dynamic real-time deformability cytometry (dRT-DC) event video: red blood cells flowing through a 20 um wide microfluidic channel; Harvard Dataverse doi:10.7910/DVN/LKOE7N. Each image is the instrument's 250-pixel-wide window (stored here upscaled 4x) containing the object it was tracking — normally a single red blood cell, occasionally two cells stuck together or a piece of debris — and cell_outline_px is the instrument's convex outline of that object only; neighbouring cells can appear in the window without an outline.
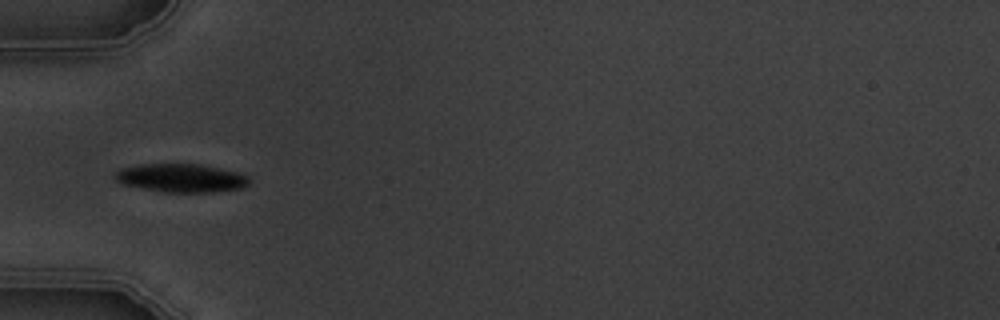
{"species": "common noctule bat (a hibernating species)", "species_latin": "Nyctalus noctula", "temperature_condition": "warm", "stored_images_in_passage": 7, "camera_frame_rate_fps": 3000, "um_per_image_px": 0.085, "animal": {"sex": "male", "body_mass_g": 19.5, "forearm_length_mm": 54.6}, "frame": {"image": 1, "passage_image": 4, "time_ms": 3.667, "image_size_px": [1000, 320], "cell_outline_px": [[248, 184], [244, 188], [212, 192], [164, 192], [124, 184], [116, 180], [116, 172], [120, 168], [140, 164], [200, 164], [236, 172], [248, 176]], "centroid_in_image_um": [15.41, 15.13], "position_along_channel_um": 69.6, "area_um2": 21.96}}